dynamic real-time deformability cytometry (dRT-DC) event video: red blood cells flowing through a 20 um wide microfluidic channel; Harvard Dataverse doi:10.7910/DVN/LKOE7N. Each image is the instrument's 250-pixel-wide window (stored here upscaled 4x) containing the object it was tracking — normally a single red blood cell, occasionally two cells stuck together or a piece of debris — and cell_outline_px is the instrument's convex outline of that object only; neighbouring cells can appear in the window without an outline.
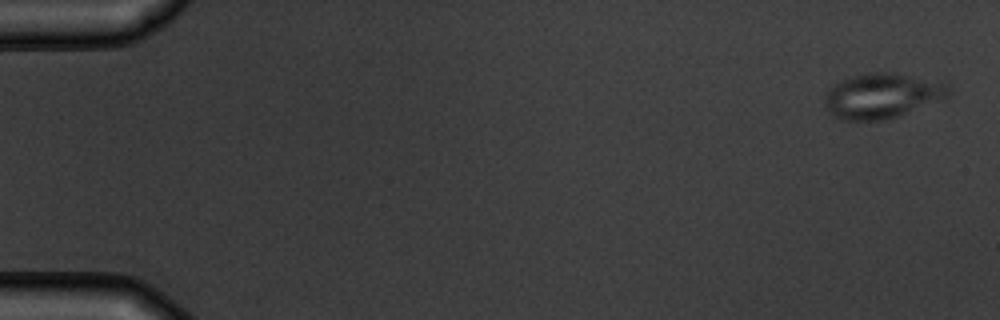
{"species": "common noctule bat (a hibernating species)", "species_latin": "Nyctalus noctula", "temperature_condition": "warm", "stored_images_in_passage": 5, "camera_frame_rate_fps": 3000, "um_per_image_px": 0.085, "animal": {"sex": "male", "body_mass_g": 19.5, "forearm_length_mm": 54.6}, "frame": {"image": 1, "passage_image": 1, "time_ms": 0.0, "image_size_px": [1000, 320], "cell_outline_px": [[952, 92], [948, 96], [896, 116], [884, 120], [840, 120], [824, 104], [824, 96], [836, 84], [852, 76], [872, 72], [896, 72], [948, 84]], "centroid_in_image_um": [74.98, 8.13], "position_along_channel_um": 10.0, "area_um2": 31.79}}